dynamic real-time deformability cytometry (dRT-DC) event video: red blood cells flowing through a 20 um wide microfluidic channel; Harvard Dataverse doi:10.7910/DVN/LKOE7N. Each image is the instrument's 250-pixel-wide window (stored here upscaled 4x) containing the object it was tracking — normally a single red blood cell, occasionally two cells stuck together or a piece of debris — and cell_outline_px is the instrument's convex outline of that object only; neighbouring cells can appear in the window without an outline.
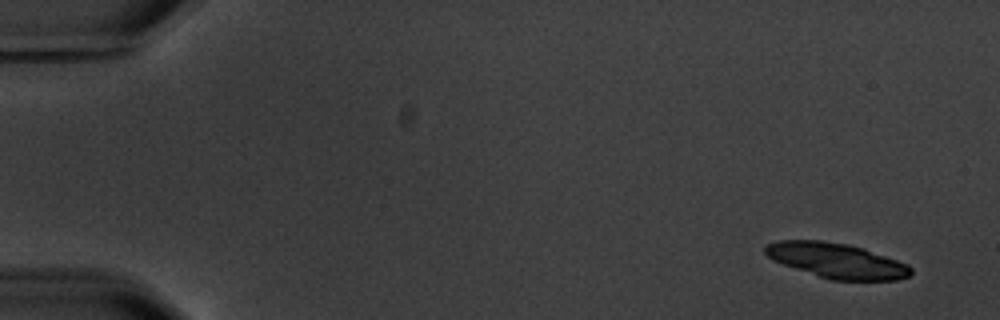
{"species": "common noctule bat (a hibernating species)", "species_latin": "Nyctalus noctula", "temperature_condition": "warm", "stored_images_in_passage": 6, "camera_frame_rate_fps": 3000, "um_per_image_px": 0.085, "animal": {"sex": "male", "body_mass_g": 20.1, "forearm_length_mm": 53.5}, "frame": {"image": 1, "passage_image": 1, "time_ms": 0.0, "image_size_px": [1000, 320], "cell_outline_px": [[912, 272], [908, 276], [896, 280], [832, 280], [772, 260], [764, 252], [764, 244], [780, 240], [820, 240], [848, 244], [864, 248], [908, 264], [912, 268]], "centroid_in_image_um": [71.11, 22.13], "position_along_channel_um": 13.9, "area_um2": 29.54}}
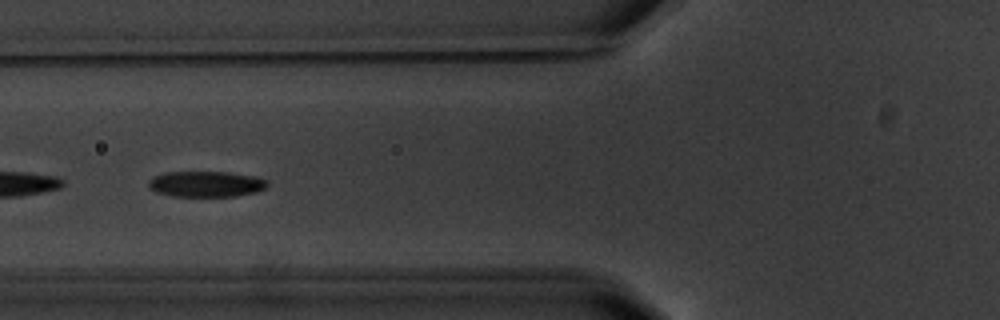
{"frame": {"image": 2, "passage_image": 6, "time_ms": 6.667, "image_size_px": [1000, 320], "cell_outline_px": [[268, 184], [264, 188], [256, 192], [236, 196], [172, 196], [156, 192], [148, 188], [148, 180], [152, 176], [164, 172], [228, 172], [252, 176], [268, 180]], "centroid_in_image_um": [17.46, 15.64], "position_along_channel_um": 108.3, "area_um2": 17.92}}